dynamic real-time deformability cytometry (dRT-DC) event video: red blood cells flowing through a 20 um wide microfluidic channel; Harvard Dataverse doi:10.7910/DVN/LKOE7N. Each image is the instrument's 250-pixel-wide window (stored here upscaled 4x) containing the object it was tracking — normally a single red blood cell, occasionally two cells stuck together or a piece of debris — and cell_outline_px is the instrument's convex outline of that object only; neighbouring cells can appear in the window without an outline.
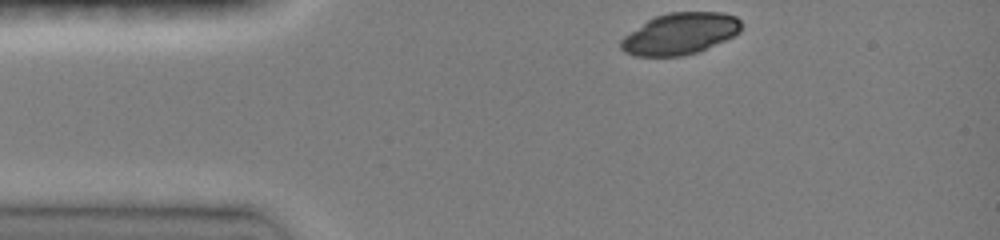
{"species": "common noctule bat (a hibernating species)", "species_latin": "Nyctalus noctula", "temperature_condition": "room temperature", "stored_images_in_passage": 35, "camera_frame_rate_fps": 3000, "um_per_image_px": 0.085, "animal": {"sex": "female", "body_mass_g": 19.0, "forearm_length_mm": 51.5}, "frame": {"image": 1, "passage_image": 1, "time_ms": 0.0, "image_size_px": [1000, 240], "cell_outline_px": [[740, 32], [700, 52], [684, 56], [632, 56], [624, 52], [620, 48], [620, 40], [624, 36], [648, 20], [656, 16], [668, 12], [724, 12], [736, 16], [740, 20]], "centroid_in_image_um": [57.79, 2.87], "position_along_channel_um": 27.2, "area_um2": 29.19}}
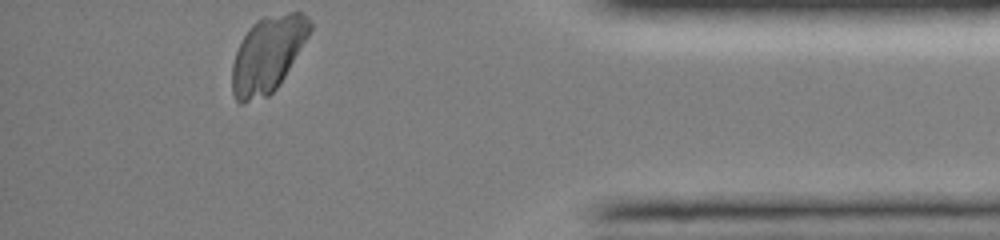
{"frame": {"image": 2, "passage_image": 35, "time_ms": 11.333, "image_size_px": [1000, 240], "cell_outline_px": [[312, 28], [308, 36], [284, 76], [276, 88], [268, 96], [244, 104], [240, 104], [236, 100], [232, 92], [232, 64], [236, 52], [244, 36], [252, 24], [256, 20], [264, 16], [288, 12], [304, 12], [308, 16], [312, 24]], "centroid_in_image_um": [22.75, 4.61], "position_along_channel_um": 412.5, "area_um2": 34.33}}